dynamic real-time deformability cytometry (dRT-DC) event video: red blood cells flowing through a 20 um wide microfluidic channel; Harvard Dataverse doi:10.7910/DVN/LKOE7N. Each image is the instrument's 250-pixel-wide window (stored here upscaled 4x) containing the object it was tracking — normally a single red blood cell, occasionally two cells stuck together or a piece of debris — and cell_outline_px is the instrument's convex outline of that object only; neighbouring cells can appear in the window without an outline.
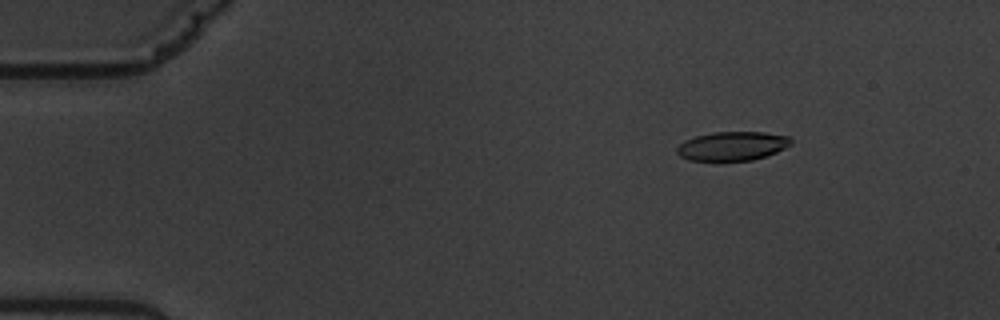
{"species": "common noctule bat (a hibernating species)", "species_latin": "Nyctalus noctula", "temperature_condition": "warm", "stored_images_in_passage": 6, "camera_frame_rate_fps": 3000, "um_per_image_px": 0.085, "animal": {"sex": "male", "body_mass_g": 19.5, "forearm_length_mm": 54.6}, "frame": {"image": 1, "passage_image": 3, "time_ms": 2.333, "image_size_px": [1000, 320], "cell_outline_px": [[792, 144], [776, 152], [752, 160], [688, 160], [680, 156], [676, 152], [676, 148], [684, 140], [696, 136], [712, 132], [764, 132], [788, 136], [792, 140]], "centroid_in_image_um": [62.23, 12.4], "position_along_channel_um": 22.8, "area_um2": 19.13}}